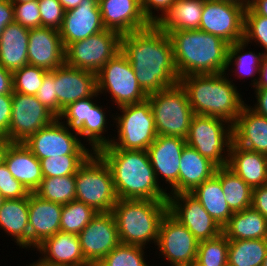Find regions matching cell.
<instances>
[{"mask_svg": "<svg viewBox=\"0 0 267 266\" xmlns=\"http://www.w3.org/2000/svg\"><path fill=\"white\" fill-rule=\"evenodd\" d=\"M120 51L130 62L140 87L147 95L179 83L171 38L157 24L122 34Z\"/></svg>", "mask_w": 267, "mask_h": 266, "instance_id": "obj_1", "label": "cell"}, {"mask_svg": "<svg viewBox=\"0 0 267 266\" xmlns=\"http://www.w3.org/2000/svg\"><path fill=\"white\" fill-rule=\"evenodd\" d=\"M108 164L118 199L168 201V188L159 185L147 150L105 146L97 152Z\"/></svg>", "mask_w": 267, "mask_h": 266, "instance_id": "obj_2", "label": "cell"}, {"mask_svg": "<svg viewBox=\"0 0 267 266\" xmlns=\"http://www.w3.org/2000/svg\"><path fill=\"white\" fill-rule=\"evenodd\" d=\"M226 72L192 74L179 78L196 115L225 119L233 124L246 102Z\"/></svg>", "mask_w": 267, "mask_h": 266, "instance_id": "obj_3", "label": "cell"}, {"mask_svg": "<svg viewBox=\"0 0 267 266\" xmlns=\"http://www.w3.org/2000/svg\"><path fill=\"white\" fill-rule=\"evenodd\" d=\"M179 78L192 74L224 73L229 44L201 30L169 32Z\"/></svg>", "mask_w": 267, "mask_h": 266, "instance_id": "obj_4", "label": "cell"}, {"mask_svg": "<svg viewBox=\"0 0 267 266\" xmlns=\"http://www.w3.org/2000/svg\"><path fill=\"white\" fill-rule=\"evenodd\" d=\"M168 211V201L118 199L111 211L122 244L146 247L157 244L159 225Z\"/></svg>", "mask_w": 267, "mask_h": 266, "instance_id": "obj_5", "label": "cell"}, {"mask_svg": "<svg viewBox=\"0 0 267 266\" xmlns=\"http://www.w3.org/2000/svg\"><path fill=\"white\" fill-rule=\"evenodd\" d=\"M75 199L96 212H111L118 201L112 172L98 153H92L75 175Z\"/></svg>", "mask_w": 267, "mask_h": 266, "instance_id": "obj_6", "label": "cell"}, {"mask_svg": "<svg viewBox=\"0 0 267 266\" xmlns=\"http://www.w3.org/2000/svg\"><path fill=\"white\" fill-rule=\"evenodd\" d=\"M157 135L186 139L194 111L180 83L148 95Z\"/></svg>", "mask_w": 267, "mask_h": 266, "instance_id": "obj_7", "label": "cell"}, {"mask_svg": "<svg viewBox=\"0 0 267 266\" xmlns=\"http://www.w3.org/2000/svg\"><path fill=\"white\" fill-rule=\"evenodd\" d=\"M118 109L121 114L117 112L110 115L114 120L110 125L114 126L116 123L117 135L113 138L110 136L112 141L109 146L126 150H147L158 136L149 101L124 105Z\"/></svg>", "mask_w": 267, "mask_h": 266, "instance_id": "obj_8", "label": "cell"}, {"mask_svg": "<svg viewBox=\"0 0 267 266\" xmlns=\"http://www.w3.org/2000/svg\"><path fill=\"white\" fill-rule=\"evenodd\" d=\"M232 142V124L228 121L213 116H193L186 144L217 167L227 166Z\"/></svg>", "mask_w": 267, "mask_h": 266, "instance_id": "obj_9", "label": "cell"}, {"mask_svg": "<svg viewBox=\"0 0 267 266\" xmlns=\"http://www.w3.org/2000/svg\"><path fill=\"white\" fill-rule=\"evenodd\" d=\"M97 92L111 96L116 108L141 103L148 95L140 87L126 56L119 51L97 73Z\"/></svg>", "mask_w": 267, "mask_h": 266, "instance_id": "obj_10", "label": "cell"}, {"mask_svg": "<svg viewBox=\"0 0 267 266\" xmlns=\"http://www.w3.org/2000/svg\"><path fill=\"white\" fill-rule=\"evenodd\" d=\"M121 35L105 29L86 39L71 43L65 49V63L69 66L97 73L120 51Z\"/></svg>", "mask_w": 267, "mask_h": 266, "instance_id": "obj_11", "label": "cell"}, {"mask_svg": "<svg viewBox=\"0 0 267 266\" xmlns=\"http://www.w3.org/2000/svg\"><path fill=\"white\" fill-rule=\"evenodd\" d=\"M80 139L56 118L22 143L38 160L63 155H91L92 150Z\"/></svg>", "mask_w": 267, "mask_h": 266, "instance_id": "obj_12", "label": "cell"}, {"mask_svg": "<svg viewBox=\"0 0 267 266\" xmlns=\"http://www.w3.org/2000/svg\"><path fill=\"white\" fill-rule=\"evenodd\" d=\"M198 240L169 211L163 216L158 233L157 249L170 266H194Z\"/></svg>", "mask_w": 267, "mask_h": 266, "instance_id": "obj_13", "label": "cell"}, {"mask_svg": "<svg viewBox=\"0 0 267 266\" xmlns=\"http://www.w3.org/2000/svg\"><path fill=\"white\" fill-rule=\"evenodd\" d=\"M245 8L220 0H204L199 30L213 34L229 45L243 40Z\"/></svg>", "mask_w": 267, "mask_h": 266, "instance_id": "obj_14", "label": "cell"}, {"mask_svg": "<svg viewBox=\"0 0 267 266\" xmlns=\"http://www.w3.org/2000/svg\"><path fill=\"white\" fill-rule=\"evenodd\" d=\"M56 118L37 100L36 95H24L13 91L10 127L4 138L9 142H24Z\"/></svg>", "mask_w": 267, "mask_h": 266, "instance_id": "obj_15", "label": "cell"}, {"mask_svg": "<svg viewBox=\"0 0 267 266\" xmlns=\"http://www.w3.org/2000/svg\"><path fill=\"white\" fill-rule=\"evenodd\" d=\"M78 237L82 254L91 266L121 243L112 212H98Z\"/></svg>", "mask_w": 267, "mask_h": 266, "instance_id": "obj_16", "label": "cell"}, {"mask_svg": "<svg viewBox=\"0 0 267 266\" xmlns=\"http://www.w3.org/2000/svg\"><path fill=\"white\" fill-rule=\"evenodd\" d=\"M168 211L198 240H210L223 233V228L190 193L168 196Z\"/></svg>", "mask_w": 267, "mask_h": 266, "instance_id": "obj_17", "label": "cell"}, {"mask_svg": "<svg viewBox=\"0 0 267 266\" xmlns=\"http://www.w3.org/2000/svg\"><path fill=\"white\" fill-rule=\"evenodd\" d=\"M185 145L184 138L158 135L147 149L159 185L163 187L165 182L171 187L168 196L178 194L180 158ZM159 178L164 181L163 185Z\"/></svg>", "mask_w": 267, "mask_h": 266, "instance_id": "obj_18", "label": "cell"}, {"mask_svg": "<svg viewBox=\"0 0 267 266\" xmlns=\"http://www.w3.org/2000/svg\"><path fill=\"white\" fill-rule=\"evenodd\" d=\"M55 95H57V118L62 110L77 100L97 93V74L64 63L54 70Z\"/></svg>", "mask_w": 267, "mask_h": 266, "instance_id": "obj_19", "label": "cell"}, {"mask_svg": "<svg viewBox=\"0 0 267 266\" xmlns=\"http://www.w3.org/2000/svg\"><path fill=\"white\" fill-rule=\"evenodd\" d=\"M105 30L98 0H82L76 8L64 12L63 24L59 30L66 49L71 43Z\"/></svg>", "mask_w": 267, "mask_h": 266, "instance_id": "obj_20", "label": "cell"}, {"mask_svg": "<svg viewBox=\"0 0 267 266\" xmlns=\"http://www.w3.org/2000/svg\"><path fill=\"white\" fill-rule=\"evenodd\" d=\"M98 5L104 28L120 35L151 25L142 12L140 0H98Z\"/></svg>", "mask_w": 267, "mask_h": 266, "instance_id": "obj_21", "label": "cell"}, {"mask_svg": "<svg viewBox=\"0 0 267 266\" xmlns=\"http://www.w3.org/2000/svg\"><path fill=\"white\" fill-rule=\"evenodd\" d=\"M64 63L65 48L58 30L47 27L29 29V65L52 71Z\"/></svg>", "mask_w": 267, "mask_h": 266, "instance_id": "obj_22", "label": "cell"}, {"mask_svg": "<svg viewBox=\"0 0 267 266\" xmlns=\"http://www.w3.org/2000/svg\"><path fill=\"white\" fill-rule=\"evenodd\" d=\"M62 204L42 199L34 192L28 195L29 250L60 231Z\"/></svg>", "mask_w": 267, "mask_h": 266, "instance_id": "obj_23", "label": "cell"}, {"mask_svg": "<svg viewBox=\"0 0 267 266\" xmlns=\"http://www.w3.org/2000/svg\"><path fill=\"white\" fill-rule=\"evenodd\" d=\"M34 250L50 266H91L84 258L78 235L59 231L46 238Z\"/></svg>", "mask_w": 267, "mask_h": 266, "instance_id": "obj_24", "label": "cell"}, {"mask_svg": "<svg viewBox=\"0 0 267 266\" xmlns=\"http://www.w3.org/2000/svg\"><path fill=\"white\" fill-rule=\"evenodd\" d=\"M233 143L267 155V118L245 104L232 124Z\"/></svg>", "mask_w": 267, "mask_h": 266, "instance_id": "obj_25", "label": "cell"}, {"mask_svg": "<svg viewBox=\"0 0 267 266\" xmlns=\"http://www.w3.org/2000/svg\"><path fill=\"white\" fill-rule=\"evenodd\" d=\"M12 176L29 192H34L40 185L43 176L40 160L22 142H10L3 156Z\"/></svg>", "mask_w": 267, "mask_h": 266, "instance_id": "obj_26", "label": "cell"}, {"mask_svg": "<svg viewBox=\"0 0 267 266\" xmlns=\"http://www.w3.org/2000/svg\"><path fill=\"white\" fill-rule=\"evenodd\" d=\"M227 167L252 189L267 184V155L245 149L232 142Z\"/></svg>", "mask_w": 267, "mask_h": 266, "instance_id": "obj_27", "label": "cell"}, {"mask_svg": "<svg viewBox=\"0 0 267 266\" xmlns=\"http://www.w3.org/2000/svg\"><path fill=\"white\" fill-rule=\"evenodd\" d=\"M29 29L12 22L0 37V66L14 72L28 64Z\"/></svg>", "mask_w": 267, "mask_h": 266, "instance_id": "obj_28", "label": "cell"}, {"mask_svg": "<svg viewBox=\"0 0 267 266\" xmlns=\"http://www.w3.org/2000/svg\"><path fill=\"white\" fill-rule=\"evenodd\" d=\"M0 230L10 236L19 248L29 249L28 197L4 200L0 207Z\"/></svg>", "mask_w": 267, "mask_h": 266, "instance_id": "obj_29", "label": "cell"}, {"mask_svg": "<svg viewBox=\"0 0 267 266\" xmlns=\"http://www.w3.org/2000/svg\"><path fill=\"white\" fill-rule=\"evenodd\" d=\"M179 168L178 193H190L195 187L210 179L215 174L217 166L186 144L182 150Z\"/></svg>", "mask_w": 267, "mask_h": 266, "instance_id": "obj_30", "label": "cell"}, {"mask_svg": "<svg viewBox=\"0 0 267 266\" xmlns=\"http://www.w3.org/2000/svg\"><path fill=\"white\" fill-rule=\"evenodd\" d=\"M223 234L228 240L267 239V219L252 207L235 212Z\"/></svg>", "mask_w": 267, "mask_h": 266, "instance_id": "obj_31", "label": "cell"}, {"mask_svg": "<svg viewBox=\"0 0 267 266\" xmlns=\"http://www.w3.org/2000/svg\"><path fill=\"white\" fill-rule=\"evenodd\" d=\"M204 0H176L156 23L167 34L178 30H199Z\"/></svg>", "mask_w": 267, "mask_h": 266, "instance_id": "obj_32", "label": "cell"}, {"mask_svg": "<svg viewBox=\"0 0 267 266\" xmlns=\"http://www.w3.org/2000/svg\"><path fill=\"white\" fill-rule=\"evenodd\" d=\"M190 194L222 228L229 222L233 212L226 202L220 180L215 175L195 187Z\"/></svg>", "mask_w": 267, "mask_h": 266, "instance_id": "obj_33", "label": "cell"}, {"mask_svg": "<svg viewBox=\"0 0 267 266\" xmlns=\"http://www.w3.org/2000/svg\"><path fill=\"white\" fill-rule=\"evenodd\" d=\"M248 43L244 40L232 43L228 46L227 55V67L225 72L231 71L235 73L238 79H247L251 77L252 89L255 88L259 81L260 66L262 63L263 51L255 53L253 51H247L245 49H250ZM235 66L234 70L229 68L230 66ZM228 70V71H227ZM256 74V75H255ZM258 75V76H257ZM257 76V77H256ZM245 77V78H244ZM247 77V78H246Z\"/></svg>", "mask_w": 267, "mask_h": 266, "instance_id": "obj_34", "label": "cell"}, {"mask_svg": "<svg viewBox=\"0 0 267 266\" xmlns=\"http://www.w3.org/2000/svg\"><path fill=\"white\" fill-rule=\"evenodd\" d=\"M221 183L226 202L233 213L250 208L253 189L227 166L217 167L214 174Z\"/></svg>", "mask_w": 267, "mask_h": 266, "instance_id": "obj_35", "label": "cell"}, {"mask_svg": "<svg viewBox=\"0 0 267 266\" xmlns=\"http://www.w3.org/2000/svg\"><path fill=\"white\" fill-rule=\"evenodd\" d=\"M267 239L229 240L228 266H262Z\"/></svg>", "mask_w": 267, "mask_h": 266, "instance_id": "obj_36", "label": "cell"}, {"mask_svg": "<svg viewBox=\"0 0 267 266\" xmlns=\"http://www.w3.org/2000/svg\"><path fill=\"white\" fill-rule=\"evenodd\" d=\"M42 199L59 204H68L75 200V175L63 177H45L39 187L34 191Z\"/></svg>", "mask_w": 267, "mask_h": 266, "instance_id": "obj_37", "label": "cell"}, {"mask_svg": "<svg viewBox=\"0 0 267 266\" xmlns=\"http://www.w3.org/2000/svg\"><path fill=\"white\" fill-rule=\"evenodd\" d=\"M101 103L100 105L95 103L91 109H89L88 121L84 122V142H88L90 150L93 153H97L101 148L110 145L112 139L109 136H104L105 132H108L106 110ZM105 110V111H104ZM87 139V140H86ZM92 146V147H91Z\"/></svg>", "mask_w": 267, "mask_h": 266, "instance_id": "obj_38", "label": "cell"}, {"mask_svg": "<svg viewBox=\"0 0 267 266\" xmlns=\"http://www.w3.org/2000/svg\"><path fill=\"white\" fill-rule=\"evenodd\" d=\"M97 213L92 207L76 199L64 204L60 231L78 235Z\"/></svg>", "mask_w": 267, "mask_h": 266, "instance_id": "obj_39", "label": "cell"}, {"mask_svg": "<svg viewBox=\"0 0 267 266\" xmlns=\"http://www.w3.org/2000/svg\"><path fill=\"white\" fill-rule=\"evenodd\" d=\"M229 240L222 233L216 238L198 243L194 266H227Z\"/></svg>", "mask_w": 267, "mask_h": 266, "instance_id": "obj_40", "label": "cell"}, {"mask_svg": "<svg viewBox=\"0 0 267 266\" xmlns=\"http://www.w3.org/2000/svg\"><path fill=\"white\" fill-rule=\"evenodd\" d=\"M98 95L99 93L97 92L94 96L80 99L69 104L62 110L58 119L66 125L71 133L79 137L81 136V138L84 139V122L88 121L89 109L97 102L96 98L99 97Z\"/></svg>", "mask_w": 267, "mask_h": 266, "instance_id": "obj_41", "label": "cell"}, {"mask_svg": "<svg viewBox=\"0 0 267 266\" xmlns=\"http://www.w3.org/2000/svg\"><path fill=\"white\" fill-rule=\"evenodd\" d=\"M145 248L148 246L120 243L95 266H150L145 260Z\"/></svg>", "mask_w": 267, "mask_h": 266, "instance_id": "obj_42", "label": "cell"}, {"mask_svg": "<svg viewBox=\"0 0 267 266\" xmlns=\"http://www.w3.org/2000/svg\"><path fill=\"white\" fill-rule=\"evenodd\" d=\"M90 155H63L40 159L41 171L45 177L76 175L79 167Z\"/></svg>", "mask_w": 267, "mask_h": 266, "instance_id": "obj_43", "label": "cell"}, {"mask_svg": "<svg viewBox=\"0 0 267 266\" xmlns=\"http://www.w3.org/2000/svg\"><path fill=\"white\" fill-rule=\"evenodd\" d=\"M49 71L33 65H25L12 73L13 91L24 95H36Z\"/></svg>", "mask_w": 267, "mask_h": 266, "instance_id": "obj_44", "label": "cell"}, {"mask_svg": "<svg viewBox=\"0 0 267 266\" xmlns=\"http://www.w3.org/2000/svg\"><path fill=\"white\" fill-rule=\"evenodd\" d=\"M243 40L263 47V53L267 54V18L255 14L250 8L245 9Z\"/></svg>", "mask_w": 267, "mask_h": 266, "instance_id": "obj_45", "label": "cell"}, {"mask_svg": "<svg viewBox=\"0 0 267 266\" xmlns=\"http://www.w3.org/2000/svg\"><path fill=\"white\" fill-rule=\"evenodd\" d=\"M14 22L28 29L41 27V14L38 0L13 4Z\"/></svg>", "mask_w": 267, "mask_h": 266, "instance_id": "obj_46", "label": "cell"}, {"mask_svg": "<svg viewBox=\"0 0 267 266\" xmlns=\"http://www.w3.org/2000/svg\"><path fill=\"white\" fill-rule=\"evenodd\" d=\"M41 14V27L60 30L63 24L64 9L59 0H38Z\"/></svg>", "mask_w": 267, "mask_h": 266, "instance_id": "obj_47", "label": "cell"}, {"mask_svg": "<svg viewBox=\"0 0 267 266\" xmlns=\"http://www.w3.org/2000/svg\"><path fill=\"white\" fill-rule=\"evenodd\" d=\"M0 193L5 199L26 198L30 192L9 172L6 164H0Z\"/></svg>", "mask_w": 267, "mask_h": 266, "instance_id": "obj_48", "label": "cell"}, {"mask_svg": "<svg viewBox=\"0 0 267 266\" xmlns=\"http://www.w3.org/2000/svg\"><path fill=\"white\" fill-rule=\"evenodd\" d=\"M37 100L57 117V95H55L54 70L43 78V83L36 94Z\"/></svg>", "mask_w": 267, "mask_h": 266, "instance_id": "obj_49", "label": "cell"}, {"mask_svg": "<svg viewBox=\"0 0 267 266\" xmlns=\"http://www.w3.org/2000/svg\"><path fill=\"white\" fill-rule=\"evenodd\" d=\"M175 1L176 0H140V6L148 21L151 24H156L171 9ZM155 12L157 14H155Z\"/></svg>", "mask_w": 267, "mask_h": 266, "instance_id": "obj_50", "label": "cell"}, {"mask_svg": "<svg viewBox=\"0 0 267 266\" xmlns=\"http://www.w3.org/2000/svg\"><path fill=\"white\" fill-rule=\"evenodd\" d=\"M12 114V94L0 95V137H5L9 131Z\"/></svg>", "mask_w": 267, "mask_h": 266, "instance_id": "obj_51", "label": "cell"}, {"mask_svg": "<svg viewBox=\"0 0 267 266\" xmlns=\"http://www.w3.org/2000/svg\"><path fill=\"white\" fill-rule=\"evenodd\" d=\"M251 207L267 219V184L253 188Z\"/></svg>", "mask_w": 267, "mask_h": 266, "instance_id": "obj_52", "label": "cell"}, {"mask_svg": "<svg viewBox=\"0 0 267 266\" xmlns=\"http://www.w3.org/2000/svg\"><path fill=\"white\" fill-rule=\"evenodd\" d=\"M14 22V7L9 0H0V37L3 29Z\"/></svg>", "mask_w": 267, "mask_h": 266, "instance_id": "obj_53", "label": "cell"}, {"mask_svg": "<svg viewBox=\"0 0 267 266\" xmlns=\"http://www.w3.org/2000/svg\"><path fill=\"white\" fill-rule=\"evenodd\" d=\"M255 94V104L249 107L257 114L267 118V88H253Z\"/></svg>", "mask_w": 267, "mask_h": 266, "instance_id": "obj_54", "label": "cell"}, {"mask_svg": "<svg viewBox=\"0 0 267 266\" xmlns=\"http://www.w3.org/2000/svg\"><path fill=\"white\" fill-rule=\"evenodd\" d=\"M13 92V80L12 72L7 71L0 66V95L12 94Z\"/></svg>", "mask_w": 267, "mask_h": 266, "instance_id": "obj_55", "label": "cell"}, {"mask_svg": "<svg viewBox=\"0 0 267 266\" xmlns=\"http://www.w3.org/2000/svg\"><path fill=\"white\" fill-rule=\"evenodd\" d=\"M249 8L255 14L267 18V0H252Z\"/></svg>", "mask_w": 267, "mask_h": 266, "instance_id": "obj_56", "label": "cell"}, {"mask_svg": "<svg viewBox=\"0 0 267 266\" xmlns=\"http://www.w3.org/2000/svg\"><path fill=\"white\" fill-rule=\"evenodd\" d=\"M255 88H267V54H263L259 81Z\"/></svg>", "mask_w": 267, "mask_h": 266, "instance_id": "obj_57", "label": "cell"}, {"mask_svg": "<svg viewBox=\"0 0 267 266\" xmlns=\"http://www.w3.org/2000/svg\"><path fill=\"white\" fill-rule=\"evenodd\" d=\"M82 0H59L60 4L62 5L64 11L76 8L79 6Z\"/></svg>", "mask_w": 267, "mask_h": 266, "instance_id": "obj_58", "label": "cell"}, {"mask_svg": "<svg viewBox=\"0 0 267 266\" xmlns=\"http://www.w3.org/2000/svg\"><path fill=\"white\" fill-rule=\"evenodd\" d=\"M10 142L7 141L5 138L0 137V164L3 162V156H4V152L6 150L7 145Z\"/></svg>", "mask_w": 267, "mask_h": 266, "instance_id": "obj_59", "label": "cell"}, {"mask_svg": "<svg viewBox=\"0 0 267 266\" xmlns=\"http://www.w3.org/2000/svg\"><path fill=\"white\" fill-rule=\"evenodd\" d=\"M220 1L232 2L235 4L241 5L242 7L246 9V8H249L252 0H220Z\"/></svg>", "mask_w": 267, "mask_h": 266, "instance_id": "obj_60", "label": "cell"}, {"mask_svg": "<svg viewBox=\"0 0 267 266\" xmlns=\"http://www.w3.org/2000/svg\"><path fill=\"white\" fill-rule=\"evenodd\" d=\"M26 266H50L48 264L43 263L40 259L36 260V262L34 261L33 263L27 265Z\"/></svg>", "mask_w": 267, "mask_h": 266, "instance_id": "obj_61", "label": "cell"}, {"mask_svg": "<svg viewBox=\"0 0 267 266\" xmlns=\"http://www.w3.org/2000/svg\"><path fill=\"white\" fill-rule=\"evenodd\" d=\"M11 2V4H18V3H24V2H28L31 0H9Z\"/></svg>", "mask_w": 267, "mask_h": 266, "instance_id": "obj_62", "label": "cell"}, {"mask_svg": "<svg viewBox=\"0 0 267 266\" xmlns=\"http://www.w3.org/2000/svg\"><path fill=\"white\" fill-rule=\"evenodd\" d=\"M4 200H5V198L0 193V207L2 206Z\"/></svg>", "mask_w": 267, "mask_h": 266, "instance_id": "obj_63", "label": "cell"}, {"mask_svg": "<svg viewBox=\"0 0 267 266\" xmlns=\"http://www.w3.org/2000/svg\"><path fill=\"white\" fill-rule=\"evenodd\" d=\"M262 266H267V255H266V257H265V259H264V261H263Z\"/></svg>", "mask_w": 267, "mask_h": 266, "instance_id": "obj_64", "label": "cell"}]
</instances>
